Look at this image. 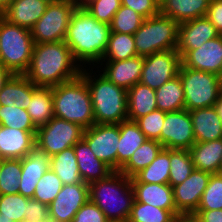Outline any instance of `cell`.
I'll list each match as a JSON object with an SVG mask.
<instances>
[{
  "instance_id": "7402d4cb",
  "label": "cell",
  "mask_w": 222,
  "mask_h": 222,
  "mask_svg": "<svg viewBox=\"0 0 222 222\" xmlns=\"http://www.w3.org/2000/svg\"><path fill=\"white\" fill-rule=\"evenodd\" d=\"M48 4L46 0H13L0 15L11 24L31 30L45 13Z\"/></svg>"
},
{
  "instance_id": "e575fe53",
  "label": "cell",
  "mask_w": 222,
  "mask_h": 222,
  "mask_svg": "<svg viewBox=\"0 0 222 222\" xmlns=\"http://www.w3.org/2000/svg\"><path fill=\"white\" fill-rule=\"evenodd\" d=\"M194 169L189 150L170 149L169 184L172 187L184 182Z\"/></svg>"
},
{
  "instance_id": "52a82bcc",
  "label": "cell",
  "mask_w": 222,
  "mask_h": 222,
  "mask_svg": "<svg viewBox=\"0 0 222 222\" xmlns=\"http://www.w3.org/2000/svg\"><path fill=\"white\" fill-rule=\"evenodd\" d=\"M179 23L159 13L144 20L133 34L138 56H148L156 52L177 49Z\"/></svg>"
},
{
  "instance_id": "44dd1931",
  "label": "cell",
  "mask_w": 222,
  "mask_h": 222,
  "mask_svg": "<svg viewBox=\"0 0 222 222\" xmlns=\"http://www.w3.org/2000/svg\"><path fill=\"white\" fill-rule=\"evenodd\" d=\"M36 146V133L0 125V159H21Z\"/></svg>"
},
{
  "instance_id": "484cf974",
  "label": "cell",
  "mask_w": 222,
  "mask_h": 222,
  "mask_svg": "<svg viewBox=\"0 0 222 222\" xmlns=\"http://www.w3.org/2000/svg\"><path fill=\"white\" fill-rule=\"evenodd\" d=\"M119 143L117 148V171L130 159L133 153L147 141L135 121L125 120L119 123Z\"/></svg>"
},
{
  "instance_id": "5b68a950",
  "label": "cell",
  "mask_w": 222,
  "mask_h": 222,
  "mask_svg": "<svg viewBox=\"0 0 222 222\" xmlns=\"http://www.w3.org/2000/svg\"><path fill=\"white\" fill-rule=\"evenodd\" d=\"M52 97L55 117L84 129L95 124L90 90L81 76L52 87Z\"/></svg>"
},
{
  "instance_id": "8d00e7d4",
  "label": "cell",
  "mask_w": 222,
  "mask_h": 222,
  "mask_svg": "<svg viewBox=\"0 0 222 222\" xmlns=\"http://www.w3.org/2000/svg\"><path fill=\"white\" fill-rule=\"evenodd\" d=\"M0 125L31 133L37 132L27 110L17 106H0Z\"/></svg>"
},
{
  "instance_id": "8992f818",
  "label": "cell",
  "mask_w": 222,
  "mask_h": 222,
  "mask_svg": "<svg viewBox=\"0 0 222 222\" xmlns=\"http://www.w3.org/2000/svg\"><path fill=\"white\" fill-rule=\"evenodd\" d=\"M31 31L9 23L0 15V63L13 74H24L34 49Z\"/></svg>"
},
{
  "instance_id": "11a10c76",
  "label": "cell",
  "mask_w": 222,
  "mask_h": 222,
  "mask_svg": "<svg viewBox=\"0 0 222 222\" xmlns=\"http://www.w3.org/2000/svg\"><path fill=\"white\" fill-rule=\"evenodd\" d=\"M12 1L13 0H0V14L11 5Z\"/></svg>"
},
{
  "instance_id": "9c48e42d",
  "label": "cell",
  "mask_w": 222,
  "mask_h": 222,
  "mask_svg": "<svg viewBox=\"0 0 222 222\" xmlns=\"http://www.w3.org/2000/svg\"><path fill=\"white\" fill-rule=\"evenodd\" d=\"M76 6L69 0L49 2L45 13L31 28L35 44L65 40L71 15Z\"/></svg>"
},
{
  "instance_id": "836d02e7",
  "label": "cell",
  "mask_w": 222,
  "mask_h": 222,
  "mask_svg": "<svg viewBox=\"0 0 222 222\" xmlns=\"http://www.w3.org/2000/svg\"><path fill=\"white\" fill-rule=\"evenodd\" d=\"M137 56L133 35L110 32L102 61H120Z\"/></svg>"
},
{
  "instance_id": "60d3db41",
  "label": "cell",
  "mask_w": 222,
  "mask_h": 222,
  "mask_svg": "<svg viewBox=\"0 0 222 222\" xmlns=\"http://www.w3.org/2000/svg\"><path fill=\"white\" fill-rule=\"evenodd\" d=\"M62 186L61 179L50 168L45 172L43 177L39 179L33 199L49 206L62 189Z\"/></svg>"
},
{
  "instance_id": "74e56055",
  "label": "cell",
  "mask_w": 222,
  "mask_h": 222,
  "mask_svg": "<svg viewBox=\"0 0 222 222\" xmlns=\"http://www.w3.org/2000/svg\"><path fill=\"white\" fill-rule=\"evenodd\" d=\"M21 172V159H1L0 195L18 193Z\"/></svg>"
},
{
  "instance_id": "2e32d148",
  "label": "cell",
  "mask_w": 222,
  "mask_h": 222,
  "mask_svg": "<svg viewBox=\"0 0 222 222\" xmlns=\"http://www.w3.org/2000/svg\"><path fill=\"white\" fill-rule=\"evenodd\" d=\"M182 65L220 76L222 74V35L204 42L198 49L189 50Z\"/></svg>"
},
{
  "instance_id": "603a6c76",
  "label": "cell",
  "mask_w": 222,
  "mask_h": 222,
  "mask_svg": "<svg viewBox=\"0 0 222 222\" xmlns=\"http://www.w3.org/2000/svg\"><path fill=\"white\" fill-rule=\"evenodd\" d=\"M79 173L86 184L106 179L114 171L103 161L97 159L82 138L74 146Z\"/></svg>"
},
{
  "instance_id": "83f0119b",
  "label": "cell",
  "mask_w": 222,
  "mask_h": 222,
  "mask_svg": "<svg viewBox=\"0 0 222 222\" xmlns=\"http://www.w3.org/2000/svg\"><path fill=\"white\" fill-rule=\"evenodd\" d=\"M157 110L156 91L140 82L127 90L128 120L136 121Z\"/></svg>"
},
{
  "instance_id": "6f0895ef",
  "label": "cell",
  "mask_w": 222,
  "mask_h": 222,
  "mask_svg": "<svg viewBox=\"0 0 222 222\" xmlns=\"http://www.w3.org/2000/svg\"><path fill=\"white\" fill-rule=\"evenodd\" d=\"M215 108L218 112L219 117L222 119V95L219 97L218 102L215 104Z\"/></svg>"
},
{
  "instance_id": "5bb4252c",
  "label": "cell",
  "mask_w": 222,
  "mask_h": 222,
  "mask_svg": "<svg viewBox=\"0 0 222 222\" xmlns=\"http://www.w3.org/2000/svg\"><path fill=\"white\" fill-rule=\"evenodd\" d=\"M88 200V184L63 185L56 198L48 206L49 219L52 222H72L77 211Z\"/></svg>"
},
{
  "instance_id": "8fae6325",
  "label": "cell",
  "mask_w": 222,
  "mask_h": 222,
  "mask_svg": "<svg viewBox=\"0 0 222 222\" xmlns=\"http://www.w3.org/2000/svg\"><path fill=\"white\" fill-rule=\"evenodd\" d=\"M181 64L176 49L145 56L139 82L156 90L179 74Z\"/></svg>"
},
{
  "instance_id": "1f68e13d",
  "label": "cell",
  "mask_w": 222,
  "mask_h": 222,
  "mask_svg": "<svg viewBox=\"0 0 222 222\" xmlns=\"http://www.w3.org/2000/svg\"><path fill=\"white\" fill-rule=\"evenodd\" d=\"M163 148L158 141L147 140L133 153L119 172L129 178L134 177L142 169L149 166Z\"/></svg>"
},
{
  "instance_id": "f907efd6",
  "label": "cell",
  "mask_w": 222,
  "mask_h": 222,
  "mask_svg": "<svg viewBox=\"0 0 222 222\" xmlns=\"http://www.w3.org/2000/svg\"><path fill=\"white\" fill-rule=\"evenodd\" d=\"M206 17L216 27L217 32L222 35V0H210Z\"/></svg>"
},
{
  "instance_id": "f5cc1de1",
  "label": "cell",
  "mask_w": 222,
  "mask_h": 222,
  "mask_svg": "<svg viewBox=\"0 0 222 222\" xmlns=\"http://www.w3.org/2000/svg\"><path fill=\"white\" fill-rule=\"evenodd\" d=\"M173 222H202V220L196 214L188 213L175 215Z\"/></svg>"
},
{
  "instance_id": "c3c4849f",
  "label": "cell",
  "mask_w": 222,
  "mask_h": 222,
  "mask_svg": "<svg viewBox=\"0 0 222 222\" xmlns=\"http://www.w3.org/2000/svg\"><path fill=\"white\" fill-rule=\"evenodd\" d=\"M33 93L34 84L24 74H19V91L17 101H15L14 105L27 110Z\"/></svg>"
},
{
  "instance_id": "f35d334b",
  "label": "cell",
  "mask_w": 222,
  "mask_h": 222,
  "mask_svg": "<svg viewBox=\"0 0 222 222\" xmlns=\"http://www.w3.org/2000/svg\"><path fill=\"white\" fill-rule=\"evenodd\" d=\"M145 18L133 9L121 5L110 24V32L133 35L143 24Z\"/></svg>"
},
{
  "instance_id": "f6af8a7d",
  "label": "cell",
  "mask_w": 222,
  "mask_h": 222,
  "mask_svg": "<svg viewBox=\"0 0 222 222\" xmlns=\"http://www.w3.org/2000/svg\"><path fill=\"white\" fill-rule=\"evenodd\" d=\"M72 222H109L101 209L88 200L75 214Z\"/></svg>"
},
{
  "instance_id": "9a60e30c",
  "label": "cell",
  "mask_w": 222,
  "mask_h": 222,
  "mask_svg": "<svg viewBox=\"0 0 222 222\" xmlns=\"http://www.w3.org/2000/svg\"><path fill=\"white\" fill-rule=\"evenodd\" d=\"M210 176L209 172L194 169L184 182L173 187L176 215L197 211Z\"/></svg>"
},
{
  "instance_id": "9f6ffc18",
  "label": "cell",
  "mask_w": 222,
  "mask_h": 222,
  "mask_svg": "<svg viewBox=\"0 0 222 222\" xmlns=\"http://www.w3.org/2000/svg\"><path fill=\"white\" fill-rule=\"evenodd\" d=\"M72 4L76 7H84L87 5L91 0H69Z\"/></svg>"
},
{
  "instance_id": "f1b7e54d",
  "label": "cell",
  "mask_w": 222,
  "mask_h": 222,
  "mask_svg": "<svg viewBox=\"0 0 222 222\" xmlns=\"http://www.w3.org/2000/svg\"><path fill=\"white\" fill-rule=\"evenodd\" d=\"M27 112L36 128L47 124L54 117L52 87L34 85V93Z\"/></svg>"
},
{
  "instance_id": "d4e9b609",
  "label": "cell",
  "mask_w": 222,
  "mask_h": 222,
  "mask_svg": "<svg viewBox=\"0 0 222 222\" xmlns=\"http://www.w3.org/2000/svg\"><path fill=\"white\" fill-rule=\"evenodd\" d=\"M210 0H165L160 13L183 23L207 15Z\"/></svg>"
},
{
  "instance_id": "be15d7a7",
  "label": "cell",
  "mask_w": 222,
  "mask_h": 222,
  "mask_svg": "<svg viewBox=\"0 0 222 222\" xmlns=\"http://www.w3.org/2000/svg\"><path fill=\"white\" fill-rule=\"evenodd\" d=\"M0 177H1V159H0Z\"/></svg>"
},
{
  "instance_id": "277c9868",
  "label": "cell",
  "mask_w": 222,
  "mask_h": 222,
  "mask_svg": "<svg viewBox=\"0 0 222 222\" xmlns=\"http://www.w3.org/2000/svg\"><path fill=\"white\" fill-rule=\"evenodd\" d=\"M89 200L109 222H127L135 200L131 178L114 171L106 179L89 184Z\"/></svg>"
},
{
  "instance_id": "680465c9",
  "label": "cell",
  "mask_w": 222,
  "mask_h": 222,
  "mask_svg": "<svg viewBox=\"0 0 222 222\" xmlns=\"http://www.w3.org/2000/svg\"><path fill=\"white\" fill-rule=\"evenodd\" d=\"M0 222H13L12 220H7L6 218L2 217L0 214Z\"/></svg>"
},
{
  "instance_id": "6da1fadb",
  "label": "cell",
  "mask_w": 222,
  "mask_h": 222,
  "mask_svg": "<svg viewBox=\"0 0 222 222\" xmlns=\"http://www.w3.org/2000/svg\"><path fill=\"white\" fill-rule=\"evenodd\" d=\"M109 34L110 25L99 22L84 7H76L64 41L82 68H95L102 61Z\"/></svg>"
},
{
  "instance_id": "91938a15",
  "label": "cell",
  "mask_w": 222,
  "mask_h": 222,
  "mask_svg": "<svg viewBox=\"0 0 222 222\" xmlns=\"http://www.w3.org/2000/svg\"><path fill=\"white\" fill-rule=\"evenodd\" d=\"M160 6L165 0H155Z\"/></svg>"
},
{
  "instance_id": "7c38bea8",
  "label": "cell",
  "mask_w": 222,
  "mask_h": 222,
  "mask_svg": "<svg viewBox=\"0 0 222 222\" xmlns=\"http://www.w3.org/2000/svg\"><path fill=\"white\" fill-rule=\"evenodd\" d=\"M119 124H94L84 130L83 139L97 159L117 171Z\"/></svg>"
},
{
  "instance_id": "bcb514c9",
  "label": "cell",
  "mask_w": 222,
  "mask_h": 222,
  "mask_svg": "<svg viewBox=\"0 0 222 222\" xmlns=\"http://www.w3.org/2000/svg\"><path fill=\"white\" fill-rule=\"evenodd\" d=\"M122 5L136 11L145 19L160 13V5L155 0H121Z\"/></svg>"
},
{
  "instance_id": "6125c7cd",
  "label": "cell",
  "mask_w": 222,
  "mask_h": 222,
  "mask_svg": "<svg viewBox=\"0 0 222 222\" xmlns=\"http://www.w3.org/2000/svg\"><path fill=\"white\" fill-rule=\"evenodd\" d=\"M21 222H26V221H21ZM43 222H52L50 219L43 221Z\"/></svg>"
},
{
  "instance_id": "7bdbcfd3",
  "label": "cell",
  "mask_w": 222,
  "mask_h": 222,
  "mask_svg": "<svg viewBox=\"0 0 222 222\" xmlns=\"http://www.w3.org/2000/svg\"><path fill=\"white\" fill-rule=\"evenodd\" d=\"M166 112L155 110L145 116L140 117L135 122L147 140H155L161 144V131L164 124Z\"/></svg>"
},
{
  "instance_id": "ba28073f",
  "label": "cell",
  "mask_w": 222,
  "mask_h": 222,
  "mask_svg": "<svg viewBox=\"0 0 222 222\" xmlns=\"http://www.w3.org/2000/svg\"><path fill=\"white\" fill-rule=\"evenodd\" d=\"M178 75L183 85L185 109L188 111L215 106L222 95L220 76L182 64Z\"/></svg>"
},
{
  "instance_id": "ee69618b",
  "label": "cell",
  "mask_w": 222,
  "mask_h": 222,
  "mask_svg": "<svg viewBox=\"0 0 222 222\" xmlns=\"http://www.w3.org/2000/svg\"><path fill=\"white\" fill-rule=\"evenodd\" d=\"M121 5V0H91L84 8L99 22L110 25Z\"/></svg>"
},
{
  "instance_id": "e0dca14e",
  "label": "cell",
  "mask_w": 222,
  "mask_h": 222,
  "mask_svg": "<svg viewBox=\"0 0 222 222\" xmlns=\"http://www.w3.org/2000/svg\"><path fill=\"white\" fill-rule=\"evenodd\" d=\"M143 63L144 57L137 55L126 60L101 61L95 70L97 68L105 78L115 85L129 90L140 81Z\"/></svg>"
},
{
  "instance_id": "4316f807",
  "label": "cell",
  "mask_w": 222,
  "mask_h": 222,
  "mask_svg": "<svg viewBox=\"0 0 222 222\" xmlns=\"http://www.w3.org/2000/svg\"><path fill=\"white\" fill-rule=\"evenodd\" d=\"M189 151L195 169L211 174L220 173L222 138L210 142L195 143Z\"/></svg>"
},
{
  "instance_id": "d590c367",
  "label": "cell",
  "mask_w": 222,
  "mask_h": 222,
  "mask_svg": "<svg viewBox=\"0 0 222 222\" xmlns=\"http://www.w3.org/2000/svg\"><path fill=\"white\" fill-rule=\"evenodd\" d=\"M30 199L20 193L0 195L1 216L13 222L24 221Z\"/></svg>"
},
{
  "instance_id": "3957f363",
  "label": "cell",
  "mask_w": 222,
  "mask_h": 222,
  "mask_svg": "<svg viewBox=\"0 0 222 222\" xmlns=\"http://www.w3.org/2000/svg\"><path fill=\"white\" fill-rule=\"evenodd\" d=\"M82 68L90 90L95 124H119L128 120L127 90L115 85L98 70Z\"/></svg>"
},
{
  "instance_id": "94428289",
  "label": "cell",
  "mask_w": 222,
  "mask_h": 222,
  "mask_svg": "<svg viewBox=\"0 0 222 222\" xmlns=\"http://www.w3.org/2000/svg\"><path fill=\"white\" fill-rule=\"evenodd\" d=\"M220 173H222V158H221V164H220Z\"/></svg>"
},
{
  "instance_id": "ac0fdd59",
  "label": "cell",
  "mask_w": 222,
  "mask_h": 222,
  "mask_svg": "<svg viewBox=\"0 0 222 222\" xmlns=\"http://www.w3.org/2000/svg\"><path fill=\"white\" fill-rule=\"evenodd\" d=\"M219 35L206 16L180 23L176 51L182 58L189 50L198 49L204 42Z\"/></svg>"
},
{
  "instance_id": "f546056e",
  "label": "cell",
  "mask_w": 222,
  "mask_h": 222,
  "mask_svg": "<svg viewBox=\"0 0 222 222\" xmlns=\"http://www.w3.org/2000/svg\"><path fill=\"white\" fill-rule=\"evenodd\" d=\"M50 168L61 179L63 185L85 183L79 173L73 147L51 156Z\"/></svg>"
},
{
  "instance_id": "d6986e66",
  "label": "cell",
  "mask_w": 222,
  "mask_h": 222,
  "mask_svg": "<svg viewBox=\"0 0 222 222\" xmlns=\"http://www.w3.org/2000/svg\"><path fill=\"white\" fill-rule=\"evenodd\" d=\"M50 162L51 157L38 146L21 158L22 172L18 193L27 198H33L39 179L50 169Z\"/></svg>"
},
{
  "instance_id": "4dcf8cb0",
  "label": "cell",
  "mask_w": 222,
  "mask_h": 222,
  "mask_svg": "<svg viewBox=\"0 0 222 222\" xmlns=\"http://www.w3.org/2000/svg\"><path fill=\"white\" fill-rule=\"evenodd\" d=\"M155 91L157 110L175 112L185 109L183 85L179 75L169 80Z\"/></svg>"
},
{
  "instance_id": "816d5d0a",
  "label": "cell",
  "mask_w": 222,
  "mask_h": 222,
  "mask_svg": "<svg viewBox=\"0 0 222 222\" xmlns=\"http://www.w3.org/2000/svg\"><path fill=\"white\" fill-rule=\"evenodd\" d=\"M194 214H196L202 222H222V209L197 210Z\"/></svg>"
},
{
  "instance_id": "ab89813d",
  "label": "cell",
  "mask_w": 222,
  "mask_h": 222,
  "mask_svg": "<svg viewBox=\"0 0 222 222\" xmlns=\"http://www.w3.org/2000/svg\"><path fill=\"white\" fill-rule=\"evenodd\" d=\"M173 219L174 215L169 210L134 200L127 222H173Z\"/></svg>"
},
{
  "instance_id": "cb8c5ba5",
  "label": "cell",
  "mask_w": 222,
  "mask_h": 222,
  "mask_svg": "<svg viewBox=\"0 0 222 222\" xmlns=\"http://www.w3.org/2000/svg\"><path fill=\"white\" fill-rule=\"evenodd\" d=\"M190 112L195 143L210 142L222 138V119L215 106L195 109Z\"/></svg>"
},
{
  "instance_id": "d6a6232c",
  "label": "cell",
  "mask_w": 222,
  "mask_h": 222,
  "mask_svg": "<svg viewBox=\"0 0 222 222\" xmlns=\"http://www.w3.org/2000/svg\"><path fill=\"white\" fill-rule=\"evenodd\" d=\"M170 149L163 148L149 166L134 177L141 183L169 184Z\"/></svg>"
},
{
  "instance_id": "4fadbf2b",
  "label": "cell",
  "mask_w": 222,
  "mask_h": 222,
  "mask_svg": "<svg viewBox=\"0 0 222 222\" xmlns=\"http://www.w3.org/2000/svg\"><path fill=\"white\" fill-rule=\"evenodd\" d=\"M195 144L192 119L186 109L166 112L161 145L167 149L189 150Z\"/></svg>"
},
{
  "instance_id": "30bf717a",
  "label": "cell",
  "mask_w": 222,
  "mask_h": 222,
  "mask_svg": "<svg viewBox=\"0 0 222 222\" xmlns=\"http://www.w3.org/2000/svg\"><path fill=\"white\" fill-rule=\"evenodd\" d=\"M84 130L78 124L54 116L47 124L37 128L36 146L51 157L73 147L83 138Z\"/></svg>"
},
{
  "instance_id": "ffe728a7",
  "label": "cell",
  "mask_w": 222,
  "mask_h": 222,
  "mask_svg": "<svg viewBox=\"0 0 222 222\" xmlns=\"http://www.w3.org/2000/svg\"><path fill=\"white\" fill-rule=\"evenodd\" d=\"M134 199L139 203H146L176 215L173 187L170 184L141 183L135 177L131 178Z\"/></svg>"
},
{
  "instance_id": "b9f144b4",
  "label": "cell",
  "mask_w": 222,
  "mask_h": 222,
  "mask_svg": "<svg viewBox=\"0 0 222 222\" xmlns=\"http://www.w3.org/2000/svg\"><path fill=\"white\" fill-rule=\"evenodd\" d=\"M222 209V173L211 174L197 210Z\"/></svg>"
},
{
  "instance_id": "681fc988",
  "label": "cell",
  "mask_w": 222,
  "mask_h": 222,
  "mask_svg": "<svg viewBox=\"0 0 222 222\" xmlns=\"http://www.w3.org/2000/svg\"><path fill=\"white\" fill-rule=\"evenodd\" d=\"M49 219L48 206L31 198L28 202V210L24 221L43 222Z\"/></svg>"
},
{
  "instance_id": "e7e4bbea",
  "label": "cell",
  "mask_w": 222,
  "mask_h": 222,
  "mask_svg": "<svg viewBox=\"0 0 222 222\" xmlns=\"http://www.w3.org/2000/svg\"><path fill=\"white\" fill-rule=\"evenodd\" d=\"M46 1H48V2H53V1H57V0H46Z\"/></svg>"
},
{
  "instance_id": "7dc6e473",
  "label": "cell",
  "mask_w": 222,
  "mask_h": 222,
  "mask_svg": "<svg viewBox=\"0 0 222 222\" xmlns=\"http://www.w3.org/2000/svg\"><path fill=\"white\" fill-rule=\"evenodd\" d=\"M19 91V74H13L0 91V106H15Z\"/></svg>"
},
{
  "instance_id": "7a4b0ae2",
  "label": "cell",
  "mask_w": 222,
  "mask_h": 222,
  "mask_svg": "<svg viewBox=\"0 0 222 222\" xmlns=\"http://www.w3.org/2000/svg\"><path fill=\"white\" fill-rule=\"evenodd\" d=\"M82 67L65 41L35 44L25 77L35 86L54 87L76 79Z\"/></svg>"
},
{
  "instance_id": "db71d44e",
  "label": "cell",
  "mask_w": 222,
  "mask_h": 222,
  "mask_svg": "<svg viewBox=\"0 0 222 222\" xmlns=\"http://www.w3.org/2000/svg\"><path fill=\"white\" fill-rule=\"evenodd\" d=\"M12 75L13 73L0 63V91Z\"/></svg>"
}]
</instances>
